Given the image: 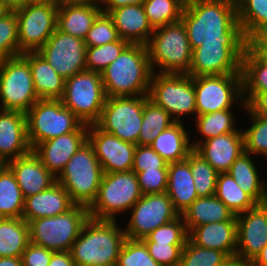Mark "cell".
<instances>
[{
  "mask_svg": "<svg viewBox=\"0 0 267 266\" xmlns=\"http://www.w3.org/2000/svg\"><path fill=\"white\" fill-rule=\"evenodd\" d=\"M181 21L191 49L201 44L246 43L232 0H195L185 5Z\"/></svg>",
  "mask_w": 267,
  "mask_h": 266,
  "instance_id": "6da1fadb",
  "label": "cell"
},
{
  "mask_svg": "<svg viewBox=\"0 0 267 266\" xmlns=\"http://www.w3.org/2000/svg\"><path fill=\"white\" fill-rule=\"evenodd\" d=\"M152 68L146 45L129 44L102 72L107 97L148 95Z\"/></svg>",
  "mask_w": 267,
  "mask_h": 266,
  "instance_id": "7a4b0ae2",
  "label": "cell"
},
{
  "mask_svg": "<svg viewBox=\"0 0 267 266\" xmlns=\"http://www.w3.org/2000/svg\"><path fill=\"white\" fill-rule=\"evenodd\" d=\"M116 221L89 218L70 250L75 266H116L126 239Z\"/></svg>",
  "mask_w": 267,
  "mask_h": 266,
  "instance_id": "3957f363",
  "label": "cell"
},
{
  "mask_svg": "<svg viewBox=\"0 0 267 266\" xmlns=\"http://www.w3.org/2000/svg\"><path fill=\"white\" fill-rule=\"evenodd\" d=\"M146 46L153 72L188 74L192 49L181 20L154 29Z\"/></svg>",
  "mask_w": 267,
  "mask_h": 266,
  "instance_id": "277c9868",
  "label": "cell"
},
{
  "mask_svg": "<svg viewBox=\"0 0 267 266\" xmlns=\"http://www.w3.org/2000/svg\"><path fill=\"white\" fill-rule=\"evenodd\" d=\"M103 174L94 148L87 141L68 161L57 182L75 205L89 208L96 199Z\"/></svg>",
  "mask_w": 267,
  "mask_h": 266,
  "instance_id": "5b68a950",
  "label": "cell"
},
{
  "mask_svg": "<svg viewBox=\"0 0 267 266\" xmlns=\"http://www.w3.org/2000/svg\"><path fill=\"white\" fill-rule=\"evenodd\" d=\"M132 170L104 173L95 201L88 208L90 218L116 221L117 214L129 211L142 197Z\"/></svg>",
  "mask_w": 267,
  "mask_h": 266,
  "instance_id": "8992f818",
  "label": "cell"
},
{
  "mask_svg": "<svg viewBox=\"0 0 267 266\" xmlns=\"http://www.w3.org/2000/svg\"><path fill=\"white\" fill-rule=\"evenodd\" d=\"M89 218L87 207L74 205L58 216L31 220L28 223L30 242L53 252L70 251Z\"/></svg>",
  "mask_w": 267,
  "mask_h": 266,
  "instance_id": "52a82bcc",
  "label": "cell"
},
{
  "mask_svg": "<svg viewBox=\"0 0 267 266\" xmlns=\"http://www.w3.org/2000/svg\"><path fill=\"white\" fill-rule=\"evenodd\" d=\"M32 150L43 141L77 131L84 123L60 99H39L26 112Z\"/></svg>",
  "mask_w": 267,
  "mask_h": 266,
  "instance_id": "ba28073f",
  "label": "cell"
},
{
  "mask_svg": "<svg viewBox=\"0 0 267 266\" xmlns=\"http://www.w3.org/2000/svg\"><path fill=\"white\" fill-rule=\"evenodd\" d=\"M101 73L84 70L65 79L62 104L84 124H95L106 101Z\"/></svg>",
  "mask_w": 267,
  "mask_h": 266,
  "instance_id": "9c48e42d",
  "label": "cell"
},
{
  "mask_svg": "<svg viewBox=\"0 0 267 266\" xmlns=\"http://www.w3.org/2000/svg\"><path fill=\"white\" fill-rule=\"evenodd\" d=\"M148 99L162 107L175 122L183 116H196L193 77L188 74L153 72Z\"/></svg>",
  "mask_w": 267,
  "mask_h": 266,
  "instance_id": "30bf717a",
  "label": "cell"
},
{
  "mask_svg": "<svg viewBox=\"0 0 267 266\" xmlns=\"http://www.w3.org/2000/svg\"><path fill=\"white\" fill-rule=\"evenodd\" d=\"M196 116L216 111L246 108L243 100L242 74L193 77ZM237 101V102H236ZM240 104V105H239Z\"/></svg>",
  "mask_w": 267,
  "mask_h": 266,
  "instance_id": "8fae6325",
  "label": "cell"
},
{
  "mask_svg": "<svg viewBox=\"0 0 267 266\" xmlns=\"http://www.w3.org/2000/svg\"><path fill=\"white\" fill-rule=\"evenodd\" d=\"M37 100L29 62L22 55L0 61V109L26 113Z\"/></svg>",
  "mask_w": 267,
  "mask_h": 266,
  "instance_id": "7c38bea8",
  "label": "cell"
},
{
  "mask_svg": "<svg viewBox=\"0 0 267 266\" xmlns=\"http://www.w3.org/2000/svg\"><path fill=\"white\" fill-rule=\"evenodd\" d=\"M148 95L107 97L99 120L101 130L137 145L141 131L144 102Z\"/></svg>",
  "mask_w": 267,
  "mask_h": 266,
  "instance_id": "4fadbf2b",
  "label": "cell"
},
{
  "mask_svg": "<svg viewBox=\"0 0 267 266\" xmlns=\"http://www.w3.org/2000/svg\"><path fill=\"white\" fill-rule=\"evenodd\" d=\"M58 5L28 2L15 10L18 20L19 50L37 52L56 30Z\"/></svg>",
  "mask_w": 267,
  "mask_h": 266,
  "instance_id": "5bb4252c",
  "label": "cell"
},
{
  "mask_svg": "<svg viewBox=\"0 0 267 266\" xmlns=\"http://www.w3.org/2000/svg\"><path fill=\"white\" fill-rule=\"evenodd\" d=\"M246 43L201 44L192 50L188 75L191 77L242 74Z\"/></svg>",
  "mask_w": 267,
  "mask_h": 266,
  "instance_id": "9a60e30c",
  "label": "cell"
},
{
  "mask_svg": "<svg viewBox=\"0 0 267 266\" xmlns=\"http://www.w3.org/2000/svg\"><path fill=\"white\" fill-rule=\"evenodd\" d=\"M131 216L124 227L126 238L142 240L159 226H162L180 214L174 209L167 193L146 194L132 206Z\"/></svg>",
  "mask_w": 267,
  "mask_h": 266,
  "instance_id": "2e32d148",
  "label": "cell"
},
{
  "mask_svg": "<svg viewBox=\"0 0 267 266\" xmlns=\"http://www.w3.org/2000/svg\"><path fill=\"white\" fill-rule=\"evenodd\" d=\"M84 40L56 28L46 43L37 51L64 79L87 70Z\"/></svg>",
  "mask_w": 267,
  "mask_h": 266,
  "instance_id": "e0dca14e",
  "label": "cell"
},
{
  "mask_svg": "<svg viewBox=\"0 0 267 266\" xmlns=\"http://www.w3.org/2000/svg\"><path fill=\"white\" fill-rule=\"evenodd\" d=\"M236 221L235 256L249 265L267 244V202L236 215Z\"/></svg>",
  "mask_w": 267,
  "mask_h": 266,
  "instance_id": "ac0fdd59",
  "label": "cell"
},
{
  "mask_svg": "<svg viewBox=\"0 0 267 266\" xmlns=\"http://www.w3.org/2000/svg\"><path fill=\"white\" fill-rule=\"evenodd\" d=\"M88 142L93 146L104 173L133 169L135 144L101 130L96 124L88 125Z\"/></svg>",
  "mask_w": 267,
  "mask_h": 266,
  "instance_id": "d6986e66",
  "label": "cell"
},
{
  "mask_svg": "<svg viewBox=\"0 0 267 266\" xmlns=\"http://www.w3.org/2000/svg\"><path fill=\"white\" fill-rule=\"evenodd\" d=\"M88 141V125L83 124L77 131L60 135L39 143L32 151L42 164L56 178L71 157Z\"/></svg>",
  "mask_w": 267,
  "mask_h": 266,
  "instance_id": "ffe728a7",
  "label": "cell"
},
{
  "mask_svg": "<svg viewBox=\"0 0 267 266\" xmlns=\"http://www.w3.org/2000/svg\"><path fill=\"white\" fill-rule=\"evenodd\" d=\"M31 151L26 113L0 109V164H6Z\"/></svg>",
  "mask_w": 267,
  "mask_h": 266,
  "instance_id": "44dd1931",
  "label": "cell"
},
{
  "mask_svg": "<svg viewBox=\"0 0 267 266\" xmlns=\"http://www.w3.org/2000/svg\"><path fill=\"white\" fill-rule=\"evenodd\" d=\"M194 150L218 173H225L244 152L242 129L209 138L201 142Z\"/></svg>",
  "mask_w": 267,
  "mask_h": 266,
  "instance_id": "7402d4cb",
  "label": "cell"
},
{
  "mask_svg": "<svg viewBox=\"0 0 267 266\" xmlns=\"http://www.w3.org/2000/svg\"><path fill=\"white\" fill-rule=\"evenodd\" d=\"M6 165L13 172L24 198L43 192L57 182L33 151Z\"/></svg>",
  "mask_w": 267,
  "mask_h": 266,
  "instance_id": "603a6c76",
  "label": "cell"
},
{
  "mask_svg": "<svg viewBox=\"0 0 267 266\" xmlns=\"http://www.w3.org/2000/svg\"><path fill=\"white\" fill-rule=\"evenodd\" d=\"M74 205L68 192L56 182L45 191L25 198L22 218L29 223L34 219L58 216Z\"/></svg>",
  "mask_w": 267,
  "mask_h": 266,
  "instance_id": "cb8c5ba5",
  "label": "cell"
},
{
  "mask_svg": "<svg viewBox=\"0 0 267 266\" xmlns=\"http://www.w3.org/2000/svg\"><path fill=\"white\" fill-rule=\"evenodd\" d=\"M119 37L130 44L147 45L154 29L150 25L142 4H129L108 13Z\"/></svg>",
  "mask_w": 267,
  "mask_h": 266,
  "instance_id": "d4e9b609",
  "label": "cell"
},
{
  "mask_svg": "<svg viewBox=\"0 0 267 266\" xmlns=\"http://www.w3.org/2000/svg\"><path fill=\"white\" fill-rule=\"evenodd\" d=\"M188 238L200 247L223 251L229 258L237 251V221H223L199 225Z\"/></svg>",
  "mask_w": 267,
  "mask_h": 266,
  "instance_id": "484cf974",
  "label": "cell"
},
{
  "mask_svg": "<svg viewBox=\"0 0 267 266\" xmlns=\"http://www.w3.org/2000/svg\"><path fill=\"white\" fill-rule=\"evenodd\" d=\"M101 12L100 4L63 2L58 5L56 27L64 33L84 40Z\"/></svg>",
  "mask_w": 267,
  "mask_h": 266,
  "instance_id": "4316f807",
  "label": "cell"
},
{
  "mask_svg": "<svg viewBox=\"0 0 267 266\" xmlns=\"http://www.w3.org/2000/svg\"><path fill=\"white\" fill-rule=\"evenodd\" d=\"M167 195L174 209L181 215L199 196L188 161L168 163Z\"/></svg>",
  "mask_w": 267,
  "mask_h": 266,
  "instance_id": "83f0119b",
  "label": "cell"
},
{
  "mask_svg": "<svg viewBox=\"0 0 267 266\" xmlns=\"http://www.w3.org/2000/svg\"><path fill=\"white\" fill-rule=\"evenodd\" d=\"M21 55L29 62L38 98L60 99L64 92L65 79L37 52H26Z\"/></svg>",
  "mask_w": 267,
  "mask_h": 266,
  "instance_id": "f1b7e54d",
  "label": "cell"
},
{
  "mask_svg": "<svg viewBox=\"0 0 267 266\" xmlns=\"http://www.w3.org/2000/svg\"><path fill=\"white\" fill-rule=\"evenodd\" d=\"M181 215L188 233L199 225L236 221V215L215 195L198 197Z\"/></svg>",
  "mask_w": 267,
  "mask_h": 266,
  "instance_id": "f546056e",
  "label": "cell"
},
{
  "mask_svg": "<svg viewBox=\"0 0 267 266\" xmlns=\"http://www.w3.org/2000/svg\"><path fill=\"white\" fill-rule=\"evenodd\" d=\"M183 122H175L161 132L150 146L168 163L185 160L193 150L189 131Z\"/></svg>",
  "mask_w": 267,
  "mask_h": 266,
  "instance_id": "4dcf8cb0",
  "label": "cell"
},
{
  "mask_svg": "<svg viewBox=\"0 0 267 266\" xmlns=\"http://www.w3.org/2000/svg\"><path fill=\"white\" fill-rule=\"evenodd\" d=\"M243 152L231 165L227 173L237 182L239 187L249 194L258 204L267 202V181L260 178L253 156Z\"/></svg>",
  "mask_w": 267,
  "mask_h": 266,
  "instance_id": "1f68e13d",
  "label": "cell"
},
{
  "mask_svg": "<svg viewBox=\"0 0 267 266\" xmlns=\"http://www.w3.org/2000/svg\"><path fill=\"white\" fill-rule=\"evenodd\" d=\"M29 243V224L23 218H0V257H21Z\"/></svg>",
  "mask_w": 267,
  "mask_h": 266,
  "instance_id": "d6a6232c",
  "label": "cell"
},
{
  "mask_svg": "<svg viewBox=\"0 0 267 266\" xmlns=\"http://www.w3.org/2000/svg\"><path fill=\"white\" fill-rule=\"evenodd\" d=\"M24 200L13 172L0 164V218H22Z\"/></svg>",
  "mask_w": 267,
  "mask_h": 266,
  "instance_id": "836d02e7",
  "label": "cell"
},
{
  "mask_svg": "<svg viewBox=\"0 0 267 266\" xmlns=\"http://www.w3.org/2000/svg\"><path fill=\"white\" fill-rule=\"evenodd\" d=\"M236 118L232 109L197 115L195 126L198 128L199 135L203 136L199 139L196 138V141H191L192 148L195 149L201 142L209 138L237 131Z\"/></svg>",
  "mask_w": 267,
  "mask_h": 266,
  "instance_id": "e575fe53",
  "label": "cell"
},
{
  "mask_svg": "<svg viewBox=\"0 0 267 266\" xmlns=\"http://www.w3.org/2000/svg\"><path fill=\"white\" fill-rule=\"evenodd\" d=\"M237 18L247 39L253 34L267 32V0H237Z\"/></svg>",
  "mask_w": 267,
  "mask_h": 266,
  "instance_id": "d590c367",
  "label": "cell"
},
{
  "mask_svg": "<svg viewBox=\"0 0 267 266\" xmlns=\"http://www.w3.org/2000/svg\"><path fill=\"white\" fill-rule=\"evenodd\" d=\"M215 196L220 199L235 215L254 208L258 203L227 173H219Z\"/></svg>",
  "mask_w": 267,
  "mask_h": 266,
  "instance_id": "8d00e7d4",
  "label": "cell"
},
{
  "mask_svg": "<svg viewBox=\"0 0 267 266\" xmlns=\"http://www.w3.org/2000/svg\"><path fill=\"white\" fill-rule=\"evenodd\" d=\"M174 123L171 115L147 99L144 102L142 125L137 145H150L161 132Z\"/></svg>",
  "mask_w": 267,
  "mask_h": 266,
  "instance_id": "74e56055",
  "label": "cell"
},
{
  "mask_svg": "<svg viewBox=\"0 0 267 266\" xmlns=\"http://www.w3.org/2000/svg\"><path fill=\"white\" fill-rule=\"evenodd\" d=\"M144 12L153 29L181 20L185 4L180 0H144Z\"/></svg>",
  "mask_w": 267,
  "mask_h": 266,
  "instance_id": "f35d334b",
  "label": "cell"
},
{
  "mask_svg": "<svg viewBox=\"0 0 267 266\" xmlns=\"http://www.w3.org/2000/svg\"><path fill=\"white\" fill-rule=\"evenodd\" d=\"M186 160L194 179V185L199 197L215 195L218 172L194 149L188 154Z\"/></svg>",
  "mask_w": 267,
  "mask_h": 266,
  "instance_id": "ab89813d",
  "label": "cell"
},
{
  "mask_svg": "<svg viewBox=\"0 0 267 266\" xmlns=\"http://www.w3.org/2000/svg\"><path fill=\"white\" fill-rule=\"evenodd\" d=\"M243 93L267 91V64L260 62L247 48L242 57Z\"/></svg>",
  "mask_w": 267,
  "mask_h": 266,
  "instance_id": "60d3db41",
  "label": "cell"
},
{
  "mask_svg": "<svg viewBox=\"0 0 267 266\" xmlns=\"http://www.w3.org/2000/svg\"><path fill=\"white\" fill-rule=\"evenodd\" d=\"M228 258L223 251L200 247L188 238L179 266H221Z\"/></svg>",
  "mask_w": 267,
  "mask_h": 266,
  "instance_id": "b9f144b4",
  "label": "cell"
},
{
  "mask_svg": "<svg viewBox=\"0 0 267 266\" xmlns=\"http://www.w3.org/2000/svg\"><path fill=\"white\" fill-rule=\"evenodd\" d=\"M248 118L251 119V126L244 129V152L259 157L267 151V118L252 114L245 108Z\"/></svg>",
  "mask_w": 267,
  "mask_h": 266,
  "instance_id": "7bdbcfd3",
  "label": "cell"
},
{
  "mask_svg": "<svg viewBox=\"0 0 267 266\" xmlns=\"http://www.w3.org/2000/svg\"><path fill=\"white\" fill-rule=\"evenodd\" d=\"M130 43L119 39L95 47L86 49V68L89 71L101 73L110 63H112Z\"/></svg>",
  "mask_w": 267,
  "mask_h": 266,
  "instance_id": "ee69618b",
  "label": "cell"
},
{
  "mask_svg": "<svg viewBox=\"0 0 267 266\" xmlns=\"http://www.w3.org/2000/svg\"><path fill=\"white\" fill-rule=\"evenodd\" d=\"M18 20L15 11L0 18V61L19 56Z\"/></svg>",
  "mask_w": 267,
  "mask_h": 266,
  "instance_id": "f6af8a7d",
  "label": "cell"
},
{
  "mask_svg": "<svg viewBox=\"0 0 267 266\" xmlns=\"http://www.w3.org/2000/svg\"><path fill=\"white\" fill-rule=\"evenodd\" d=\"M116 266H161L149 254L148 248L142 240L126 238Z\"/></svg>",
  "mask_w": 267,
  "mask_h": 266,
  "instance_id": "bcb514c9",
  "label": "cell"
},
{
  "mask_svg": "<svg viewBox=\"0 0 267 266\" xmlns=\"http://www.w3.org/2000/svg\"><path fill=\"white\" fill-rule=\"evenodd\" d=\"M120 39L112 17L101 12L94 21L84 39L86 47H95L118 41Z\"/></svg>",
  "mask_w": 267,
  "mask_h": 266,
  "instance_id": "7dc6e473",
  "label": "cell"
},
{
  "mask_svg": "<svg viewBox=\"0 0 267 266\" xmlns=\"http://www.w3.org/2000/svg\"><path fill=\"white\" fill-rule=\"evenodd\" d=\"M188 232L185 227L182 215L176 219L159 226L152 231L148 236L142 239L143 242H158V243H186Z\"/></svg>",
  "mask_w": 267,
  "mask_h": 266,
  "instance_id": "c3c4849f",
  "label": "cell"
},
{
  "mask_svg": "<svg viewBox=\"0 0 267 266\" xmlns=\"http://www.w3.org/2000/svg\"><path fill=\"white\" fill-rule=\"evenodd\" d=\"M144 243L151 257L161 266H179L185 243Z\"/></svg>",
  "mask_w": 267,
  "mask_h": 266,
  "instance_id": "681fc988",
  "label": "cell"
},
{
  "mask_svg": "<svg viewBox=\"0 0 267 266\" xmlns=\"http://www.w3.org/2000/svg\"><path fill=\"white\" fill-rule=\"evenodd\" d=\"M156 169H168V162L150 145H136L132 171L137 173L144 170Z\"/></svg>",
  "mask_w": 267,
  "mask_h": 266,
  "instance_id": "f907efd6",
  "label": "cell"
},
{
  "mask_svg": "<svg viewBox=\"0 0 267 266\" xmlns=\"http://www.w3.org/2000/svg\"><path fill=\"white\" fill-rule=\"evenodd\" d=\"M136 176L143 195L167 191L168 169L144 170L137 172Z\"/></svg>",
  "mask_w": 267,
  "mask_h": 266,
  "instance_id": "816d5d0a",
  "label": "cell"
},
{
  "mask_svg": "<svg viewBox=\"0 0 267 266\" xmlns=\"http://www.w3.org/2000/svg\"><path fill=\"white\" fill-rule=\"evenodd\" d=\"M53 251L37 246L31 242L21 255L23 266H48Z\"/></svg>",
  "mask_w": 267,
  "mask_h": 266,
  "instance_id": "f5cc1de1",
  "label": "cell"
},
{
  "mask_svg": "<svg viewBox=\"0 0 267 266\" xmlns=\"http://www.w3.org/2000/svg\"><path fill=\"white\" fill-rule=\"evenodd\" d=\"M246 48L262 63L267 64V33L261 32L246 39Z\"/></svg>",
  "mask_w": 267,
  "mask_h": 266,
  "instance_id": "db71d44e",
  "label": "cell"
},
{
  "mask_svg": "<svg viewBox=\"0 0 267 266\" xmlns=\"http://www.w3.org/2000/svg\"><path fill=\"white\" fill-rule=\"evenodd\" d=\"M246 108L254 115L267 118V91L259 93H243Z\"/></svg>",
  "mask_w": 267,
  "mask_h": 266,
  "instance_id": "11a10c76",
  "label": "cell"
},
{
  "mask_svg": "<svg viewBox=\"0 0 267 266\" xmlns=\"http://www.w3.org/2000/svg\"><path fill=\"white\" fill-rule=\"evenodd\" d=\"M48 266H75L70 251L53 252Z\"/></svg>",
  "mask_w": 267,
  "mask_h": 266,
  "instance_id": "9f6ffc18",
  "label": "cell"
},
{
  "mask_svg": "<svg viewBox=\"0 0 267 266\" xmlns=\"http://www.w3.org/2000/svg\"><path fill=\"white\" fill-rule=\"evenodd\" d=\"M144 0H101V9L104 13H109L111 10L119 7H124L129 4H142Z\"/></svg>",
  "mask_w": 267,
  "mask_h": 266,
  "instance_id": "6f0895ef",
  "label": "cell"
},
{
  "mask_svg": "<svg viewBox=\"0 0 267 266\" xmlns=\"http://www.w3.org/2000/svg\"><path fill=\"white\" fill-rule=\"evenodd\" d=\"M0 2L9 10L15 11L22 8L29 0H0Z\"/></svg>",
  "mask_w": 267,
  "mask_h": 266,
  "instance_id": "680465c9",
  "label": "cell"
},
{
  "mask_svg": "<svg viewBox=\"0 0 267 266\" xmlns=\"http://www.w3.org/2000/svg\"><path fill=\"white\" fill-rule=\"evenodd\" d=\"M248 266H267V244Z\"/></svg>",
  "mask_w": 267,
  "mask_h": 266,
  "instance_id": "91938a15",
  "label": "cell"
},
{
  "mask_svg": "<svg viewBox=\"0 0 267 266\" xmlns=\"http://www.w3.org/2000/svg\"><path fill=\"white\" fill-rule=\"evenodd\" d=\"M0 266H23L21 257H0Z\"/></svg>",
  "mask_w": 267,
  "mask_h": 266,
  "instance_id": "94428289",
  "label": "cell"
},
{
  "mask_svg": "<svg viewBox=\"0 0 267 266\" xmlns=\"http://www.w3.org/2000/svg\"><path fill=\"white\" fill-rule=\"evenodd\" d=\"M221 266H248V264L235 256L228 258Z\"/></svg>",
  "mask_w": 267,
  "mask_h": 266,
  "instance_id": "6125c7cd",
  "label": "cell"
},
{
  "mask_svg": "<svg viewBox=\"0 0 267 266\" xmlns=\"http://www.w3.org/2000/svg\"><path fill=\"white\" fill-rule=\"evenodd\" d=\"M30 3L36 4H48V5H59L60 2L58 0H29Z\"/></svg>",
  "mask_w": 267,
  "mask_h": 266,
  "instance_id": "be15d7a7",
  "label": "cell"
},
{
  "mask_svg": "<svg viewBox=\"0 0 267 266\" xmlns=\"http://www.w3.org/2000/svg\"><path fill=\"white\" fill-rule=\"evenodd\" d=\"M71 3H80V4H101V0H71Z\"/></svg>",
  "mask_w": 267,
  "mask_h": 266,
  "instance_id": "e7e4bbea",
  "label": "cell"
},
{
  "mask_svg": "<svg viewBox=\"0 0 267 266\" xmlns=\"http://www.w3.org/2000/svg\"><path fill=\"white\" fill-rule=\"evenodd\" d=\"M9 10L0 2V18H2Z\"/></svg>",
  "mask_w": 267,
  "mask_h": 266,
  "instance_id": "03108f58",
  "label": "cell"
},
{
  "mask_svg": "<svg viewBox=\"0 0 267 266\" xmlns=\"http://www.w3.org/2000/svg\"><path fill=\"white\" fill-rule=\"evenodd\" d=\"M180 1L186 5V4L191 3L195 0H180Z\"/></svg>",
  "mask_w": 267,
  "mask_h": 266,
  "instance_id": "003e7915",
  "label": "cell"
},
{
  "mask_svg": "<svg viewBox=\"0 0 267 266\" xmlns=\"http://www.w3.org/2000/svg\"><path fill=\"white\" fill-rule=\"evenodd\" d=\"M60 3H63V2H67V3H71V0H58Z\"/></svg>",
  "mask_w": 267,
  "mask_h": 266,
  "instance_id": "a7ac6f4b",
  "label": "cell"
},
{
  "mask_svg": "<svg viewBox=\"0 0 267 266\" xmlns=\"http://www.w3.org/2000/svg\"><path fill=\"white\" fill-rule=\"evenodd\" d=\"M263 156H265L264 158H267V151L263 154Z\"/></svg>",
  "mask_w": 267,
  "mask_h": 266,
  "instance_id": "89a4df30",
  "label": "cell"
}]
</instances>
